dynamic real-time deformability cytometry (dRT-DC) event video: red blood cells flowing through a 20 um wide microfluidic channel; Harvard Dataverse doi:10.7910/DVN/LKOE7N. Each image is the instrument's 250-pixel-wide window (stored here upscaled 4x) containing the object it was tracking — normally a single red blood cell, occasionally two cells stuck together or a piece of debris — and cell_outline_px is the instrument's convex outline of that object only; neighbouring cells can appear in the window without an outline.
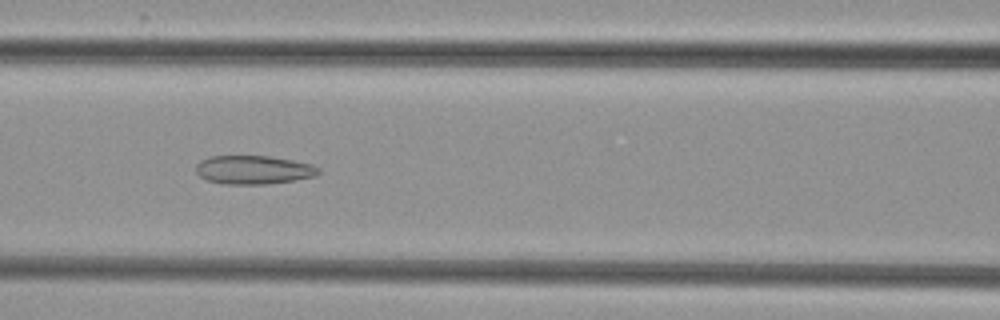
{"species": "common noctule bat (a hibernating species)", "species_latin": "Nyctalus noctula", "temperature_condition": "cold", "stored_images_in_passage": 7, "camera_frame_rate_fps": 3000, "um_per_image_px": 0.085, "animal": {"sex": "female", "body_mass_g": 29.2, "forearm_length_mm": 56.3}, "frame": {"image": 1, "passage_image": 7, "time_ms": 7.0, "image_size_px": [1000, 320], "cell_outline_px": [[320, 172], [316, 176], [268, 184], [224, 184], [208, 180], [200, 176], [196, 172], [196, 164], [200, 160], [208, 156], [268, 156], [292, 160], [312, 164], [320, 168]], "centroid_in_image_um": [21.54, 14.43], "position_along_channel_um": 145.1, "area_um2": 20.46}}